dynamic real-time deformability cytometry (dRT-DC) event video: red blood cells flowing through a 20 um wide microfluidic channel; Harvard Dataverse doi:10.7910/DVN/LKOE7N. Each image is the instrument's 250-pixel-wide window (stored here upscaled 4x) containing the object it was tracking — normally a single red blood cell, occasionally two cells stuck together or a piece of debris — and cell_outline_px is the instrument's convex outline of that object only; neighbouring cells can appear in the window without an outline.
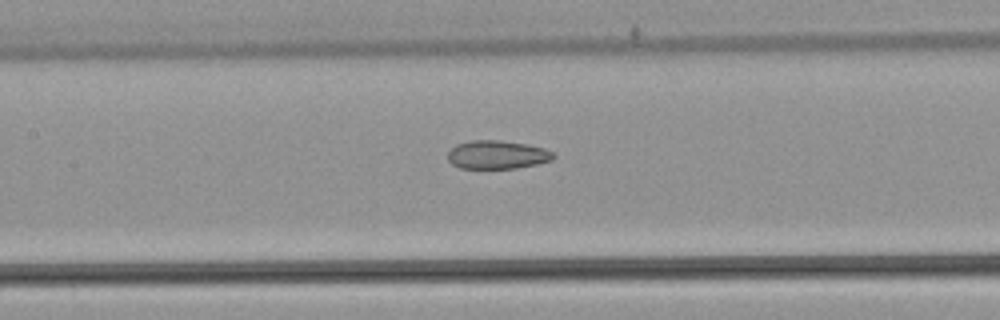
{"species": "common noctule bat (a hibernating species)", "species_latin": "Nyctalus noctula", "temperature_condition": "warm", "stored_images_in_passage": 29, "camera_frame_rate_fps": 3000, "um_per_image_px": 0.085, "animal": {"sex": "male", "body_mass_g": 21.5, "forearm_length_mm": 52.0}, "frame": {"image": 1, "passage_image": 11, "time_ms": 3.333, "image_size_px": [1000, 320], "cell_outline_px": [[556, 156], [552, 160], [536, 164], [516, 168], [460, 168], [452, 164], [448, 160], [448, 152], [456, 144], [472, 140], [500, 140], [524, 144], [544, 148], [552, 152]], "centroid_in_image_um": [42.25, 13.15], "position_along_channel_um": 165.2, "area_um2": 17.4}}
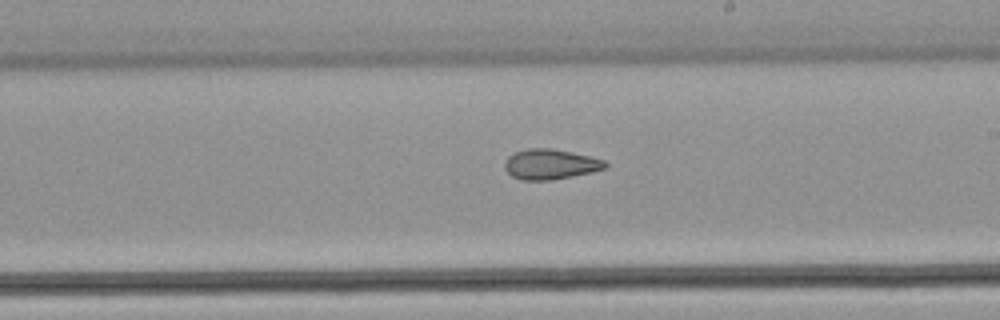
{"frame": {"image": 2, "passage_image": 17, "time_ms": 5.333, "image_size_px": [1000, 320], "cell_outline_px": [[608, 168], [592, 172], [552, 180], [520, 180], [512, 176], [504, 168], [504, 164], [508, 156], [516, 152], [528, 148], [552, 148], [572, 152], [604, 160], [608, 164]], "centroid_in_image_um": [46.79, 13.96], "position_along_channel_um": 242.2, "area_um2": 17.74}}
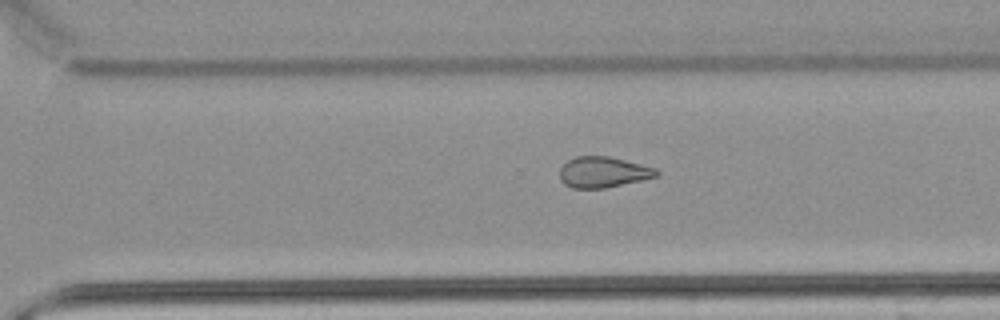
{"frame": {"image": 3, "passage_image": 23, "time_ms": 7.333, "image_size_px": [1000, 320], "cell_outline_px": [[660, 172], [656, 176], [640, 180], [604, 188], [572, 188], [564, 184], [560, 180], [560, 168], [568, 160], [576, 156], [608, 156], [656, 168]], "centroid_in_image_um": [51.23, 14.63], "position_along_channel_um": 319.4, "area_um2": 17.17}}